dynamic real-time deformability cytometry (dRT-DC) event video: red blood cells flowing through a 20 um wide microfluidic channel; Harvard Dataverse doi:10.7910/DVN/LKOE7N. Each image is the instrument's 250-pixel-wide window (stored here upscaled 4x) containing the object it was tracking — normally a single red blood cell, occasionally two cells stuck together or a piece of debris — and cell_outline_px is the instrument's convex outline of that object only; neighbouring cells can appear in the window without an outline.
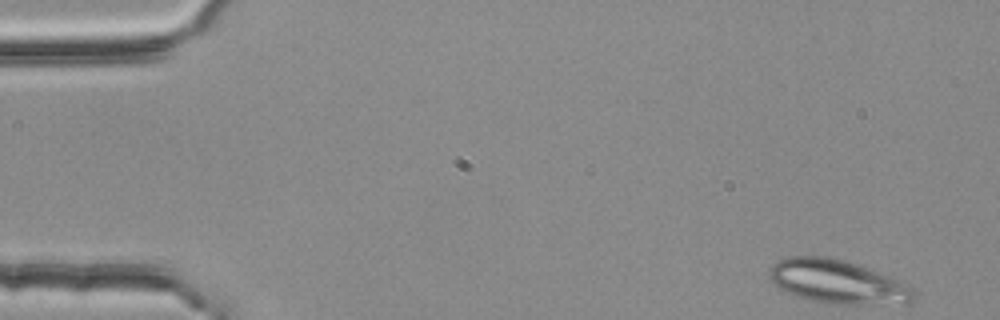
{"species": "common noctule bat (a hibernating species)", "species_latin": "Nyctalus noctula", "temperature_condition": "room temperature", "stored_images_in_passage": 5, "camera_frame_rate_fps": 3000, "um_per_image_px": 0.085, "animal": {"sex": "female", "body_mass_g": 25.1}, "frame": {"image": 1, "passage_image": 1, "time_ms": 0.0, "image_size_px": [1000, 320], "cell_outline_px": [[920, 292], [908, 304], [844, 304], [812, 300], [800, 296], [780, 288], [768, 276], [768, 272], [772, 264], [776, 260], [788, 256], [832, 256], [844, 260], [900, 280], [916, 288]], "centroid_in_image_um": [71.27, 23.94], "position_along_channel_um": 13.7, "area_um2": 36.82}}